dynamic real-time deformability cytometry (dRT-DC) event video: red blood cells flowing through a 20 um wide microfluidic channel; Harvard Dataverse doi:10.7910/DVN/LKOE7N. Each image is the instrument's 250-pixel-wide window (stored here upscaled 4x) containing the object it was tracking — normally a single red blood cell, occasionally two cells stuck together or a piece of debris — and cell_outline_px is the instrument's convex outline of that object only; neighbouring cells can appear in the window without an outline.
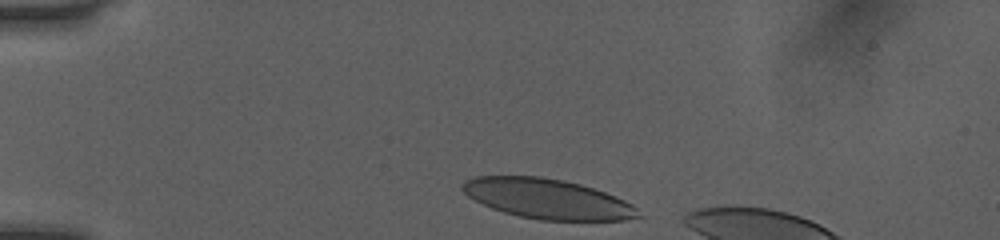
{"species": "human", "species_latin": "Homo sapiens", "temperature_condition": "room temperature", "stored_images_in_passage": 33, "camera_frame_rate_fps": 3000, "um_per_image_px": 0.085, "donor": {"sex": "female"}, "frame": {"image": 1, "passage_image": 1, "time_ms": 0.0, "image_size_px": [1000, 240], "cell_outline_px": [[644, 216], [624, 220], [540, 220], [520, 216], [504, 212], [492, 208], [468, 196], [460, 188], [460, 184], [464, 180], [476, 176], [540, 176], [564, 180], [580, 184], [616, 196], [632, 204]], "centroid_in_image_um": [46.53, 16.89], "position_along_channel_um": 38.5, "area_um2": 40.86}}
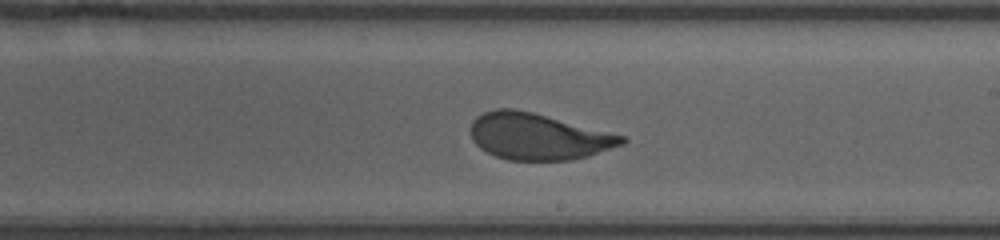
{"frame": {"image": 2, "passage_image": 20, "time_ms": 6.333, "image_size_px": [1000, 240], "cell_outline_px": [[628, 140], [624, 144], [588, 156], [572, 160], [508, 160], [496, 156], [480, 148], [472, 140], [472, 120], [476, 116], [484, 112], [496, 108], [512, 108], [532, 112], [624, 136]], "centroid_in_image_um": [45.73, 11.6], "position_along_channel_um": 243.3, "area_um2": 40.63}}
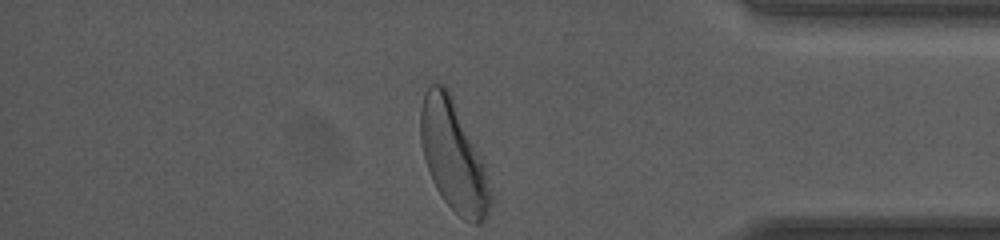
{"frame": {"image": 3, "passage_image": 33, "time_ms": 10.667, "image_size_px": [1000, 240], "cell_outline_px": [[492, 204], [488, 216], [480, 224], [472, 224], [464, 220], [444, 200], [436, 188], [432, 180], [424, 156], [420, 140], [420, 108], [424, 92], [428, 84], [444, 84], [448, 88], [484, 164], [492, 196]], "centroid_in_image_um": [38.53, 13.28], "position_along_channel_um": 396.7, "area_um2": 44.62}, "authors_computed_cell_mechanics": {"area_um2": 41.2692, "velocity_mm_per_s": 4.0473, "shape_relaxation_time_tau1_ms": 3.5439, "shape_relaxation_time_tau2_ms": null, "deformation_change_tau1": 0.1661, "deformation_change_tau2": null}}